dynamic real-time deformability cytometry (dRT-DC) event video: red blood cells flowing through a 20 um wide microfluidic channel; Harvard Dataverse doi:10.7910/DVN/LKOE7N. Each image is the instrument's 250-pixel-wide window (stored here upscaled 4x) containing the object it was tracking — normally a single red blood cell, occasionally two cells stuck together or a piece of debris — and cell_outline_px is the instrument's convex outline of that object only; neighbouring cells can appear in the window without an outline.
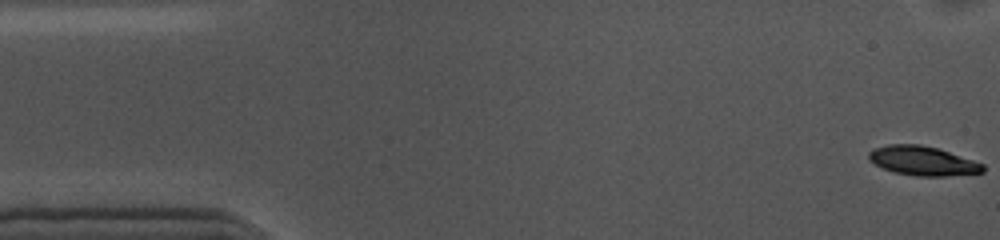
{"species": "common noctule bat (a hibernating species)", "species_latin": "Nyctalus noctula", "temperature_condition": "cold", "stored_images_in_passage": 55, "camera_frame_rate_fps": 3000, "um_per_image_px": 0.085, "animal": {"sex": "female", "body_mass_g": 10.0, "forearm_length_mm": 53.1}, "frame": {"image": 1, "passage_image": 1, "time_ms": 0.0, "image_size_px": [1000, 240], "cell_outline_px": [[984, 172], [944, 176], [916, 176], [896, 172], [884, 168], [868, 160], [868, 152], [872, 148], [888, 144], [920, 144], [936, 148], [984, 164]], "centroid_in_image_um": [78.39, 13.66], "position_along_channel_um": 6.6, "area_um2": 19.25}}
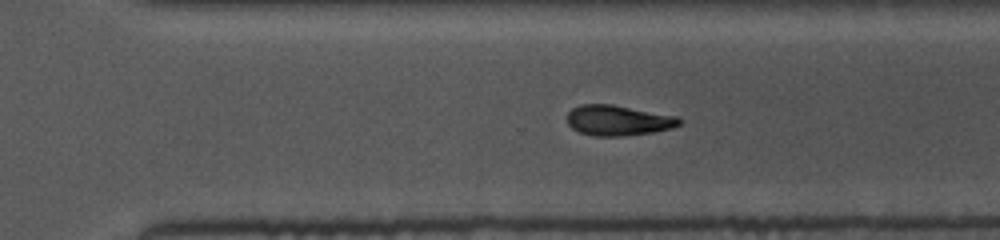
{"frame": {"image": 2, "passage_image": 37, "time_ms": 12.0, "image_size_px": [1000, 240], "cell_outline_px": [[684, 120], [680, 124], [672, 128], [652, 132], [624, 136], [592, 136], [580, 132], [572, 128], [568, 124], [568, 112], [572, 108], [580, 104], [612, 104], [680, 116]], "centroid_in_image_um": [52.58, 10.22], "position_along_channel_um": 318.0, "area_um2": 20.11}}
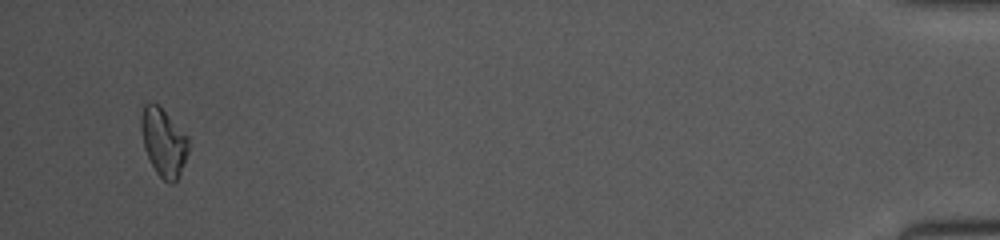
{"frame": {"image": 3, "passage_image": 53, "time_ms": 17.333, "image_size_px": [1000, 240], "cell_outline_px": [[188, 152], [180, 172], [176, 180], [172, 184], [164, 180], [156, 172], [144, 148], [140, 128], [140, 116], [144, 104], [156, 104], [188, 136]], "centroid_in_image_um": [13.88, 12.1], "position_along_channel_um": 421.3, "area_um2": 18.32}, "authors_computed_cell_mechanics": {"area_um2": 19.7098, "velocity_mm_per_s": 3.5668, "shape_relaxation_time_tau1_ms": 2.5853, "shape_relaxation_time_tau2_ms": null, "deformation_change_tau1": 0.1216, "deformation_change_tau2": null}}